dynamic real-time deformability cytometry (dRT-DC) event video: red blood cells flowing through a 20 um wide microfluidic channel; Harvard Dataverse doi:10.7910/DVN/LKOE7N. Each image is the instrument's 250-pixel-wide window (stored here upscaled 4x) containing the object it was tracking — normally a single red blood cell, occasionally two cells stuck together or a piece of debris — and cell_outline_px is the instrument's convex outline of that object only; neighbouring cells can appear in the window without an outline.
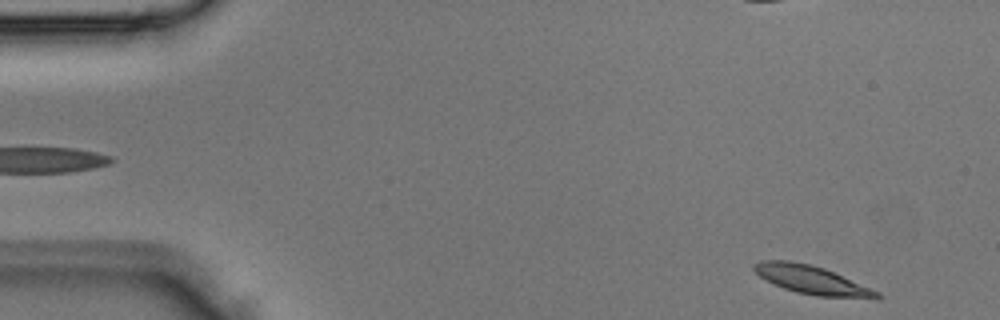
{"species": "Egyptian fruit bat (a non-hibernating species)", "species_latin": "Rousettus aegyptiacus", "temperature_condition": "room temperature", "stored_images_in_passage": 3, "segment_of_instrument_passage": [2, 2], "camera_frame_rate_fps": 3000, "um_per_image_px": 0.085, "animal": {"sex": "male"}, "frame": {"image": 1, "passage_image": 3, "time_ms": 0.667, "image_size_px": [1000, 320], "cell_outline_px": [[884, 296], [880, 300], [876, 300], [816, 296], [796, 292], [784, 288], [760, 276], [752, 268], [752, 264], [760, 260], [788, 260], [812, 264], [824, 268], [880, 292]], "centroid_in_image_um": [69.09, 23.82], "position_along_channel_um": 15.9, "area_um2": 20.69}}